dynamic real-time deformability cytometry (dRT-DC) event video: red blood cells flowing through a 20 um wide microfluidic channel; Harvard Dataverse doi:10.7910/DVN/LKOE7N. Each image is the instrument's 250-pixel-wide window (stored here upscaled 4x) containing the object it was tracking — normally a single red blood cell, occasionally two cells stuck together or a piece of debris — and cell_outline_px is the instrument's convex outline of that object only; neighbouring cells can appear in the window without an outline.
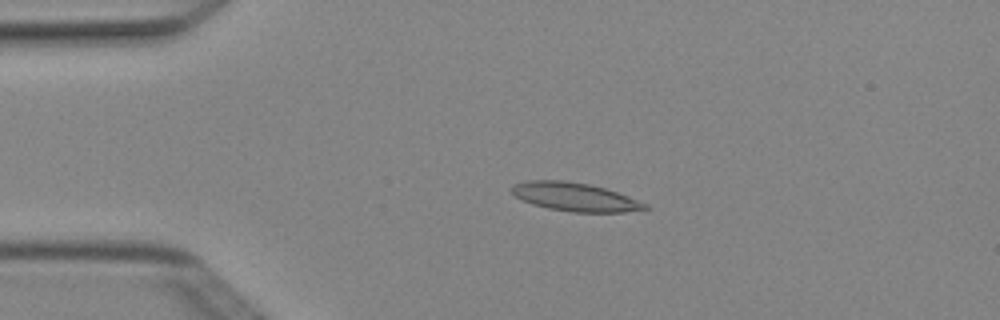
{"species": "Egyptian fruit bat (a non-hibernating species)", "species_latin": "Rousettus aegyptiacus", "temperature_condition": "cold", "stored_images_in_passage": 3, "camera_frame_rate_fps": 3000, "um_per_image_px": 0.085, "animal": {"sex": "female"}, "frame": {"image": 1, "passage_image": 2, "time_ms": 0.333, "image_size_px": [1000, 320], "cell_outline_px": [[652, 208], [624, 212], [572, 212], [548, 208], [532, 204], [512, 196], [508, 188], [512, 184], [528, 180], [564, 180], [588, 184], [604, 188], [628, 196], [648, 204]], "centroid_in_image_um": [48.8, 16.73], "position_along_channel_um": 36.2, "area_um2": 22.37}}